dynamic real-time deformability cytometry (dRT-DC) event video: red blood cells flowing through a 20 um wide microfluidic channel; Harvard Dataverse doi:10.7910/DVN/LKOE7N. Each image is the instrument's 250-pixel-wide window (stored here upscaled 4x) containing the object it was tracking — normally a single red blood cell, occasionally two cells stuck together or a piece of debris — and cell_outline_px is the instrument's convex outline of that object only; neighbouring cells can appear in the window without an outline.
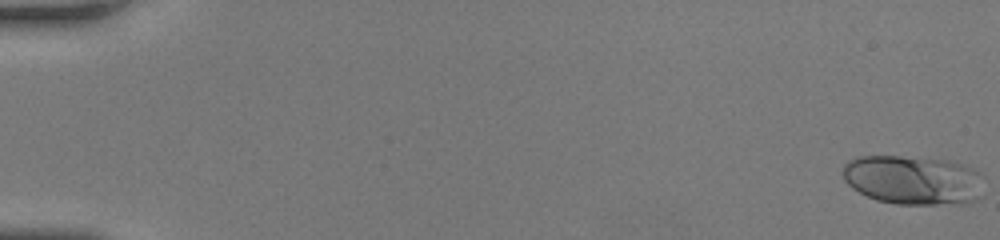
{"species": "human", "species_latin": "Homo sapiens", "temperature_condition": "room temperature", "stored_images_in_passage": 51, "camera_frame_rate_fps": 3000, "um_per_image_px": 0.085, "donor": {"sex": "female"}, "frame": {"image": 1, "passage_image": 1, "time_ms": 0.0, "image_size_px": [1000, 240], "cell_outline_px": [[980, 196], [976, 200], [936, 204], [896, 204], [876, 200], [852, 188], [844, 180], [844, 164], [848, 160], [860, 156], [900, 156], [952, 160], [972, 168], [976, 172]], "centroid_in_image_um": [77.51, 15.28], "position_along_channel_um": 7.5, "area_um2": 39.77}}
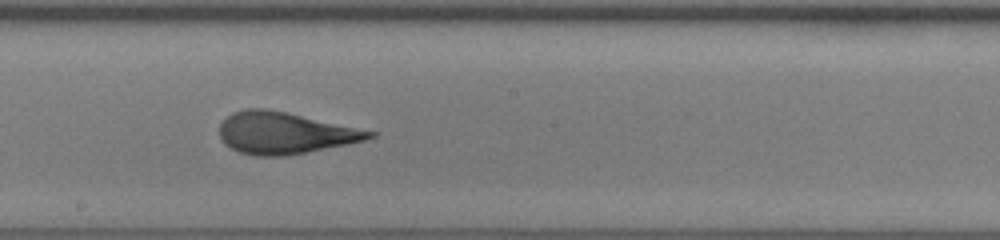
{"frame": {"image": 2, "passage_image": 30, "time_ms": 9.667, "image_size_px": [1000, 240], "cell_outline_px": [[376, 136], [364, 140], [348, 144], [284, 156], [256, 156], [240, 152], [224, 144], [220, 136], [220, 124], [232, 112], [248, 108], [264, 108], [284, 112], [376, 132]], "centroid_in_image_um": [24.16, 11.31], "position_along_channel_um": 224.0, "area_um2": 35.84}}
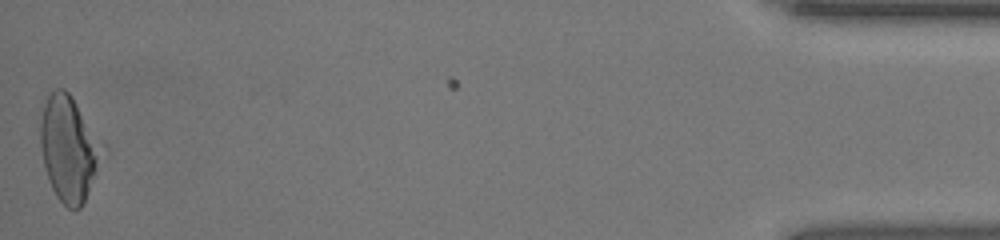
{"frame": {"image": 3, "passage_image": 51, "time_ms": 16.667, "image_size_px": [1000, 240], "cell_outline_px": [[96, 160], [92, 176], [84, 200], [80, 208], [68, 208], [56, 196], [48, 180], [44, 164], [40, 144], [40, 124], [44, 104], [48, 96], [56, 88], [64, 88], [72, 96], [76, 104], [96, 156]], "centroid_in_image_um": [5.63, 12.65], "position_along_channel_um": 429.6, "area_um2": 33.87}, "authors_computed_cell_mechanics": {"area_um2": 36.0094, "velocity_mm_per_s": 4.2065, "shape_relaxation_time_tau1_ms": 6.5224, "shape_relaxation_time_tau2_ms": 0.7527, "deformation_change_tau1": 0.2306, "deformation_change_tau2": 0.0801}}